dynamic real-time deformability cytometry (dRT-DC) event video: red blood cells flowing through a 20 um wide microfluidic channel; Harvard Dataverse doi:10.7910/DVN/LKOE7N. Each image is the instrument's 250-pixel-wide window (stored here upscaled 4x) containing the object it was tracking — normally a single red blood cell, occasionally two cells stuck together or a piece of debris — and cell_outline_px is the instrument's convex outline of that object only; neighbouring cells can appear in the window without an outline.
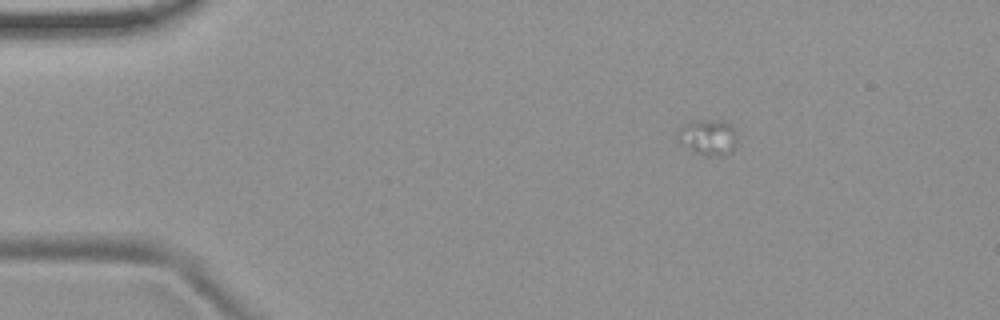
{"species": "common noctule bat (a hibernating species)", "species_latin": "Nyctalus noctula", "temperature_condition": "room temperature", "stored_images_in_passage": 2, "camera_frame_rate_fps": 3000, "um_per_image_px": 0.085, "animal": {"sex": "female", "body_mass_g": 19.9}, "frame": {"image": 1, "passage_image": 2, "time_ms": 0.333, "image_size_px": [1000, 320], "cell_outline_px": [[736, 144], [724, 156], [716, 156], [692, 152], [676, 136], [680, 128], [688, 120], [724, 120], [736, 132]], "centroid_in_image_um": [60.17, 11.64], "position_along_channel_um": 24.8, "area_um2": 12.25}}